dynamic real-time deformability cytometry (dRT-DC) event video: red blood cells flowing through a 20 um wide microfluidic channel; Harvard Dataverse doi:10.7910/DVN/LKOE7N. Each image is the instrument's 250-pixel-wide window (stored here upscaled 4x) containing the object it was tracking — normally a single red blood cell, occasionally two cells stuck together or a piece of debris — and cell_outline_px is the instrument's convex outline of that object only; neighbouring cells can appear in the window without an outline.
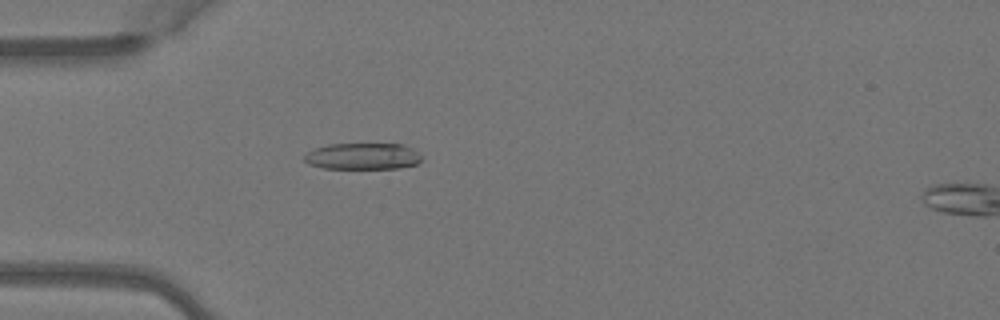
{"species": "Egyptian fruit bat (a non-hibernating species)", "species_latin": "Rousettus aegyptiacus", "temperature_condition": "warm", "stored_images_in_passage": 6, "segment_of_instrument_passage": [1, 2], "camera_frame_rate_fps": 3000, "um_per_image_px": 0.085, "animal": {"sex": "female"}, "frame": {"image": 1, "passage_image": 5, "time_ms": 1.333, "image_size_px": [1000, 320], "cell_outline_px": [[420, 160], [416, 164], [400, 168], [324, 168], [308, 164], [304, 160], [304, 156], [308, 152], [316, 148], [328, 144], [400, 144], [412, 148], [420, 156]], "centroid_in_image_um": [30.81, 13.28], "position_along_channel_um": 54.2, "area_um2": 17.86}}